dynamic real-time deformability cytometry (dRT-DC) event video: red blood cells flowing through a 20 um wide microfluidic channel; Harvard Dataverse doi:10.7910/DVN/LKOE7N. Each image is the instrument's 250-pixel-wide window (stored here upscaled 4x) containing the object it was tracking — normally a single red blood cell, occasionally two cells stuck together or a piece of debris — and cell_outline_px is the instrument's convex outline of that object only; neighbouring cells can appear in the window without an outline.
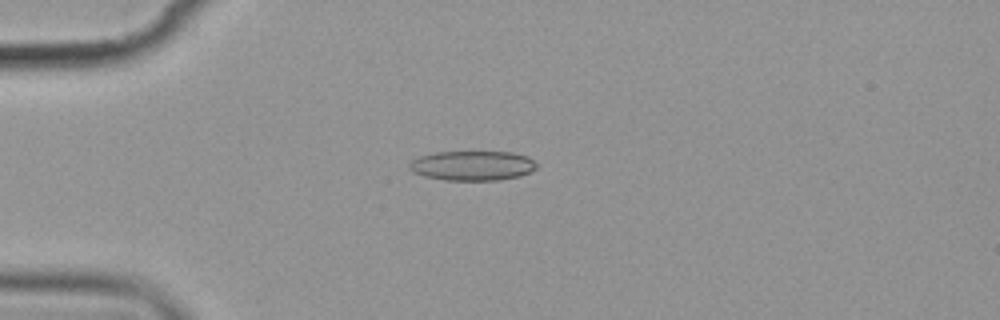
{"species": "common noctule bat (a hibernating species)", "species_latin": "Nyctalus noctula", "temperature_condition": "cold", "stored_images_in_passage": 5, "camera_frame_rate_fps": 3000, "um_per_image_px": 0.085, "animal": {"sex": "female", "body_mass_g": 19.9}, "frame": {"image": 1, "passage_image": 3, "time_ms": 2.0, "image_size_px": [1000, 320], "cell_outline_px": [[540, 164], [536, 168], [520, 176], [500, 180], [444, 180], [424, 176], [412, 172], [408, 168], [408, 164], [412, 160], [420, 156], [436, 152], [512, 152], [528, 156]], "centroid_in_image_um": [40.17, 14.08], "position_along_channel_um": 44.8, "area_um2": 22.2}}
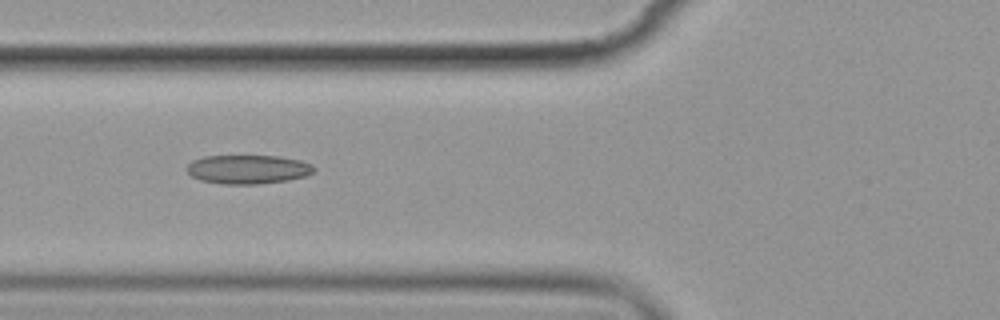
{"frame": {"image": 2, "passage_image": 5, "time_ms": 4.333, "image_size_px": [1000, 320], "cell_outline_px": [[316, 168], [312, 172], [304, 176], [288, 180], [256, 184], [224, 184], [200, 180], [192, 176], [184, 168], [192, 160], [204, 156], [280, 156], [300, 160], [312, 164]], "centroid_in_image_um": [21.05, 14.39], "position_along_channel_um": 104.7, "area_um2": 21.44}}